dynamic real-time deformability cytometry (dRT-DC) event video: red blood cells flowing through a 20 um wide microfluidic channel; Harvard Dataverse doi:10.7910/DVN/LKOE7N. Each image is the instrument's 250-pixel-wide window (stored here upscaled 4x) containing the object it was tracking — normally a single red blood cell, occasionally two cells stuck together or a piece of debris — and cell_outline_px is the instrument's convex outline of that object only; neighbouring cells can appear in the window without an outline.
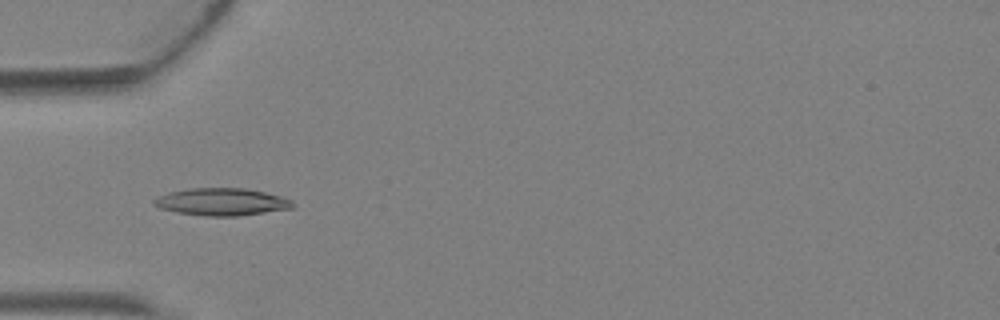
{"species": "Egyptian fruit bat (a non-hibernating species)", "species_latin": "Rousettus aegyptiacus", "temperature_condition": "warm", "stored_images_in_passage": 3, "camera_frame_rate_fps": 3000, "um_per_image_px": 0.085, "animal": {"sex": "female"}, "frame": {"image": 1, "passage_image": 3, "time_ms": 0.667, "image_size_px": [1000, 320], "cell_outline_px": [[296, 204], [292, 208], [240, 216], [204, 216], [176, 212], [160, 208], [152, 204], [152, 200], [168, 192], [192, 188], [244, 188], [264, 192], [280, 196], [292, 200]], "centroid_in_image_um": [18.84, 17.16], "position_along_channel_um": 66.2, "area_um2": 22.14}}